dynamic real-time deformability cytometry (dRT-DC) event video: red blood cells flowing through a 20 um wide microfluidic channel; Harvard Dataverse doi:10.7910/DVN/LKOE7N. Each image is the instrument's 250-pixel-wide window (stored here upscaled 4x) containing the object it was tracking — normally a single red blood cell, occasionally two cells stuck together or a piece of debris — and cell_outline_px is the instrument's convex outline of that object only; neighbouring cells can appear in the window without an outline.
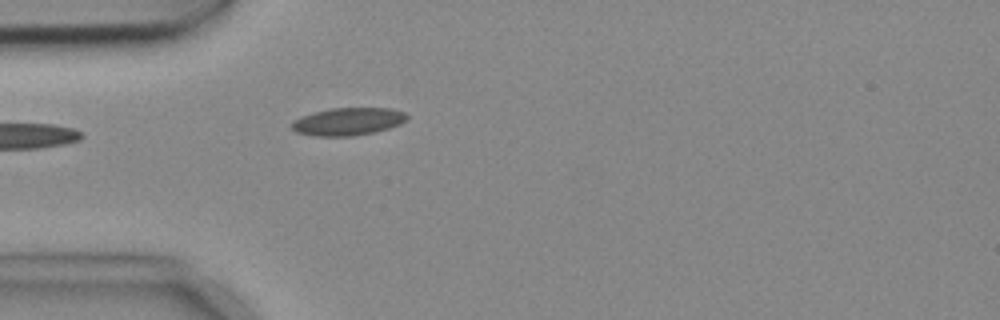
{"species": "common noctule bat (a hibernating species)", "species_latin": "Nyctalus noctula", "temperature_condition": "cold", "stored_images_in_passage": 3, "camera_frame_rate_fps": 3000, "um_per_image_px": 0.085, "animal": {"sex": "female", "body_mass_g": 18.4}, "frame": {"image": 1, "passage_image": 3, "time_ms": 0.667, "image_size_px": [1000, 320], "cell_outline_px": [[408, 120], [400, 124], [376, 132], [352, 136], [316, 136], [296, 132], [292, 128], [292, 120], [300, 116], [312, 112], [332, 108], [392, 108], [404, 112], [408, 116]], "centroid_in_image_um": [29.58, 10.32], "position_along_channel_um": 55.4, "area_um2": 18.73}}